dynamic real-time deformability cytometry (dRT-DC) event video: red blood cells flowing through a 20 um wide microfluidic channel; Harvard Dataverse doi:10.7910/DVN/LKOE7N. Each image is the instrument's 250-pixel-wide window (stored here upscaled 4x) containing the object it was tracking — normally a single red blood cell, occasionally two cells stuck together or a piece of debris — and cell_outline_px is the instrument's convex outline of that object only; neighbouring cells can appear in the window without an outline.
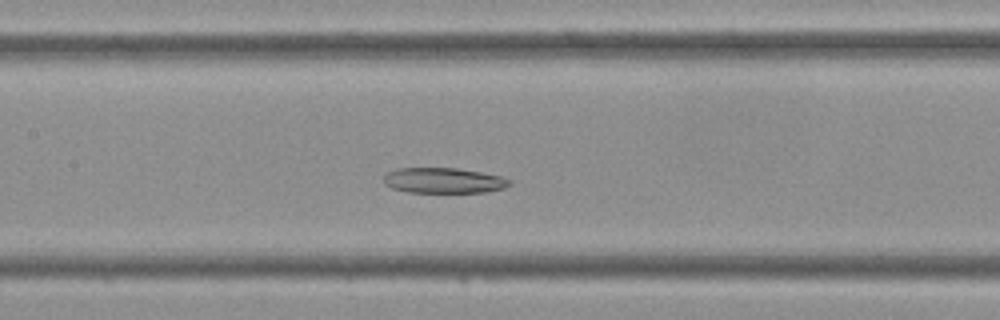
{"species": "Egyptian fruit bat (a non-hibernating species)", "species_latin": "Rousettus aegyptiacus", "temperature_condition": "cold", "stored_images_in_passage": 40, "camera_frame_rate_fps": 3000, "um_per_image_px": 0.085, "frame": {"image": 1, "passage_image": 17, "time_ms": 5.333, "image_size_px": [1000, 320], "cell_outline_px": [[512, 184], [504, 188], [488, 192], [408, 192], [392, 188], [384, 184], [384, 176], [388, 172], [396, 168], [456, 168], [480, 172], [500, 176], [512, 180]], "centroid_in_image_um": [37.72, 15.34], "position_along_channel_um": 169.7, "area_um2": 18.67}}
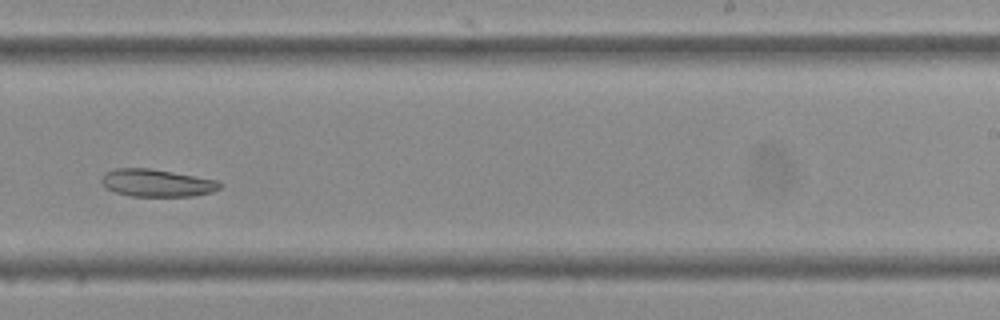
{"frame": {"image": 2, "passage_image": 24, "time_ms": 7.667, "image_size_px": [1000, 320], "cell_outline_px": [[224, 184], [220, 188], [212, 192], [192, 196], [132, 196], [116, 192], [108, 188], [100, 180], [108, 172], [116, 168], [148, 168], [172, 172], [216, 180]], "centroid_in_image_um": [13.37, 15.55], "position_along_channel_um": 275.6, "area_um2": 18.61}}
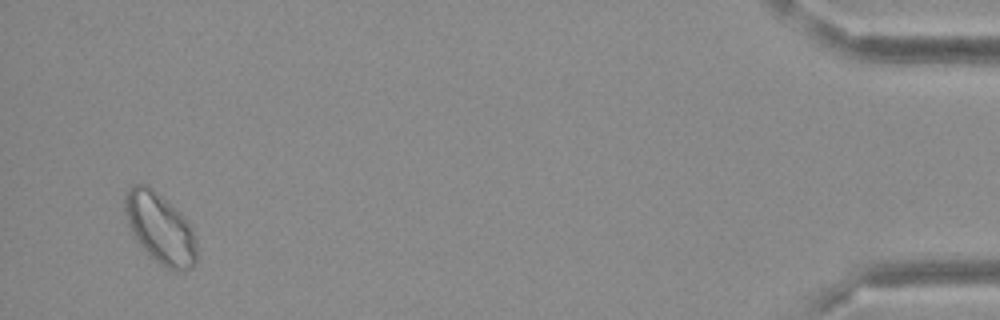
{"frame": {"image": 3, "passage_image": 39, "time_ms": 12.667, "image_size_px": [1000, 320], "cell_outline_px": [[196, 260], [192, 268], [184, 272], [176, 272], [160, 264], [148, 256], [136, 240], [128, 224], [124, 212], [124, 196], [128, 188], [132, 184], [144, 184], [152, 188], [176, 208], [188, 220], [192, 228], [196, 240]], "centroid_in_image_um": [13.61, 19.42], "position_along_channel_um": 421.6, "area_um2": 29.94}}